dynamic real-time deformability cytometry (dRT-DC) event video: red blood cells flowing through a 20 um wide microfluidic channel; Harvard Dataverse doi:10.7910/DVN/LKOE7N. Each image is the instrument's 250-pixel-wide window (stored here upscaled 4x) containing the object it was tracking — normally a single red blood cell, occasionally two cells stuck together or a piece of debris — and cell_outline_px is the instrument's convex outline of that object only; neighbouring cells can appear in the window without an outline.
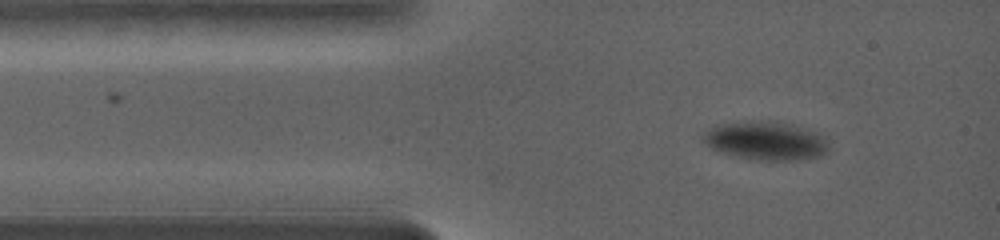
{"species": "common noctule bat (a hibernating species)", "species_latin": "Nyctalus noctula", "temperature_condition": "warm", "stored_images_in_passage": 29, "camera_frame_rate_fps": 5000, "um_per_image_px": 0.085, "animal": {"sex": "female", "body_mass_g": 19.0, "forearm_length_mm": 56.7}, "frame": {"image": 1, "passage_image": 1, "time_ms": 0.0, "image_size_px": [1000, 240], "cell_outline_px": [[820, 148], [816, 152], [796, 156], [752, 156], [716, 148], [708, 140], [708, 136], [716, 128], [724, 124], [784, 124], [816, 132], [820, 136]], "centroid_in_image_um": [65.04, 11.88], "position_along_channel_um": 20.0, "area_um2": 21.91}}
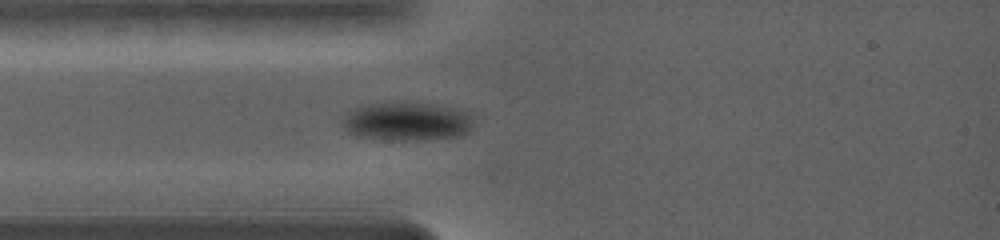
{"frame": {"image": 2, "passage_image": 16, "time_ms": 1.8, "image_size_px": [1000, 240], "cell_outline_px": [[460, 128], [452, 136], [404, 140], [400, 140], [368, 136], [356, 132], [352, 124], [352, 120], [360, 112], [368, 108], [388, 104], [400, 104], [420, 108], [436, 112], [448, 116], [456, 120]], "centroid_in_image_um": [34.31, 10.45], "position_along_channel_um": 50.7, "area_um2": 21.04}}
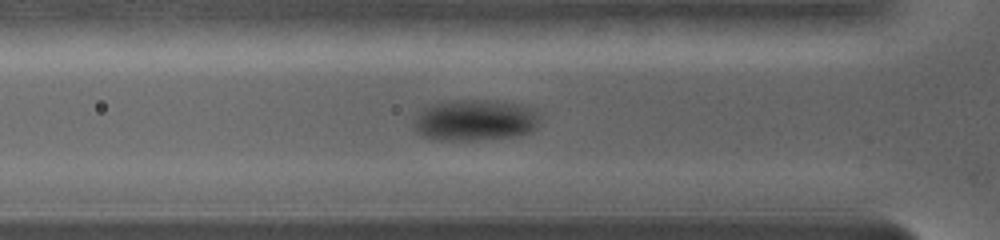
{"frame": {"image": 3, "passage_image": 25, "time_ms": 2.8, "image_size_px": [1000, 240], "cell_outline_px": [[528, 128], [524, 132], [508, 136], [484, 140], [440, 140], [424, 136], [420, 128], [420, 124], [428, 112], [432, 108], [452, 104], [480, 104], [508, 108], [520, 112], [524, 116], [528, 124]], "centroid_in_image_um": [40.14, 10.41], "position_along_channel_um": 85.7, "area_um2": 23.35}}